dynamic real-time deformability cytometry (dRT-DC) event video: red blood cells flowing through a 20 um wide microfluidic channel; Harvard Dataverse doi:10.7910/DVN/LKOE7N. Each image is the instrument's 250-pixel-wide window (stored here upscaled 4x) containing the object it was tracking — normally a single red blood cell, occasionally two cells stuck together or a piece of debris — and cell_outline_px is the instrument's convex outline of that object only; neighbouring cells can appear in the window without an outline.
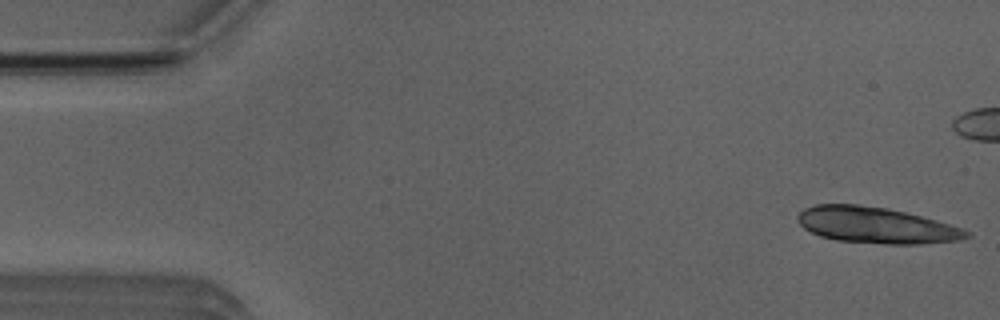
{"species": "Egyptian fruit bat (a non-hibernating species)", "species_latin": "Rousettus aegyptiacus", "temperature_condition": "room temperature", "stored_images_in_passage": 53, "camera_frame_rate_fps": 3000, "um_per_image_px": 0.085, "animal": {"sex": "male"}, "frame": {"image": 1, "passage_image": 1, "time_ms": 0.0, "image_size_px": [1000, 320], "cell_outline_px": [[972, 236], [960, 240], [920, 244], [888, 244], [836, 240], [820, 236], [804, 228], [796, 220], [796, 216], [804, 208], [816, 204], [860, 204], [888, 208], [920, 216], [948, 224], [960, 228], [968, 232]], "centroid_in_image_um": [74.42, 19.14], "position_along_channel_um": 10.6, "area_um2": 35.37}}
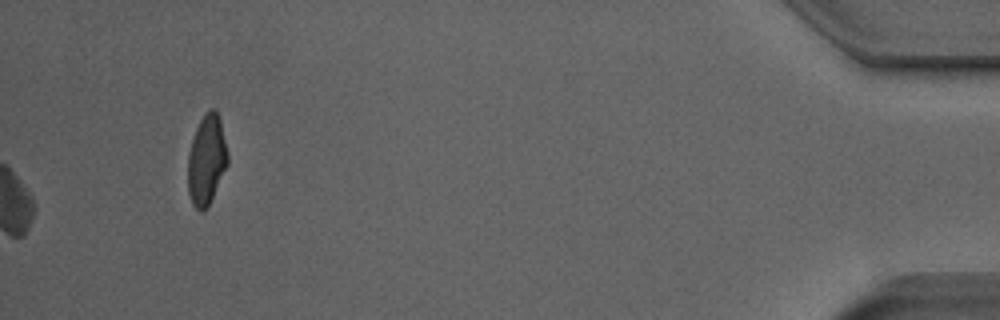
{"frame": {"image": 2, "passage_image": 53, "time_ms": 17.333, "image_size_px": [1000, 320], "cell_outline_px": [[228, 164], [208, 204], [200, 212], [192, 204], [188, 192], [188, 156], [192, 140], [196, 128], [200, 120], [212, 108], [216, 108], [220, 120], [228, 152]], "centroid_in_image_um": [17.56, 13.57], "position_along_channel_um": 417.6, "area_um2": 20.46}, "authors_computed_cell_mechanics": {"area_um2": 19.1896, "velocity_mm_per_s": 3.8521, "shape_relaxation_time_tau1_ms": 4.615, "shape_relaxation_time_tau2_ms": 0.6924, "deformation_change_tau1": 0.1009, "deformation_change_tau2": 0.0457}}